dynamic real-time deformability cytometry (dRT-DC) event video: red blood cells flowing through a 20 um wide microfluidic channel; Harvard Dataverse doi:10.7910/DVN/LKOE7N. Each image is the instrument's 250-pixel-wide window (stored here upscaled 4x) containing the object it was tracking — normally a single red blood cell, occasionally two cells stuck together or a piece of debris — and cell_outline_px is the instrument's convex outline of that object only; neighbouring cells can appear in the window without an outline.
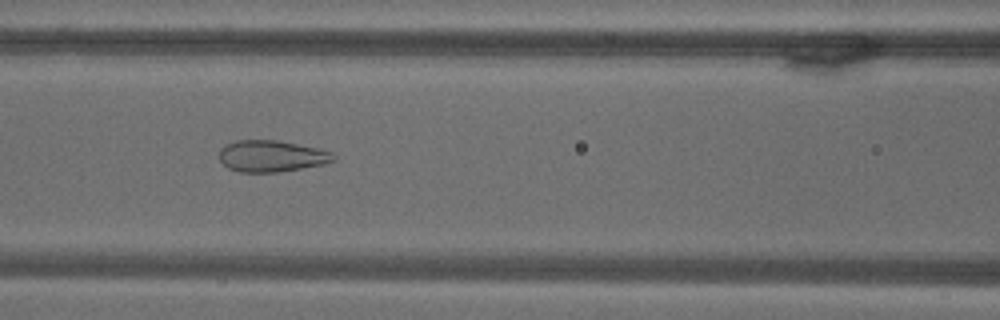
{"species": "common noctule bat (a hibernating species)", "species_latin": "Nyctalus noctula", "temperature_condition": "warm", "stored_images_in_passage": 62, "camera_frame_rate_fps": 3000, "um_per_image_px": 0.085, "animal": {"sex": "male", "body_mass_g": 18.8}, "frame": {"image": 1, "passage_image": 22, "time_ms": 7.0, "image_size_px": [1000, 320], "cell_outline_px": [[336, 160], [324, 164], [276, 172], [240, 172], [228, 168], [220, 160], [220, 148], [236, 140], [276, 140], [320, 148], [332, 152], [336, 156]], "centroid_in_image_um": [23.11, 13.26], "position_along_channel_um": 143.5, "area_um2": 20.92}}
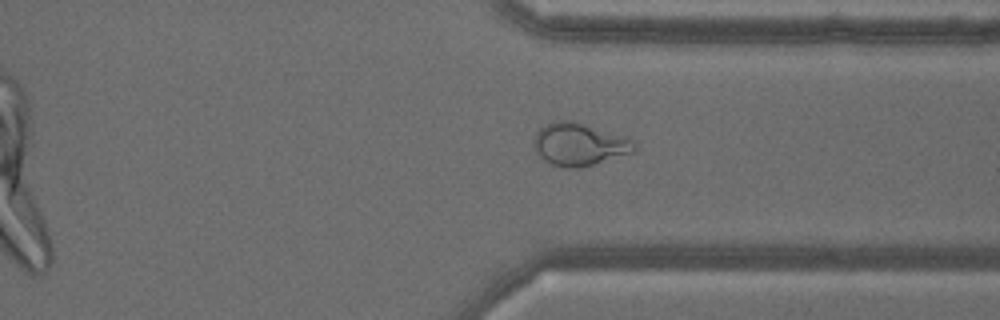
{"frame": {"image": 2, "passage_image": 45, "time_ms": 14.667, "image_size_px": [1000, 320], "cell_outline_px": [[636, 148], [632, 152], [580, 168], [568, 168], [552, 164], [544, 160], [536, 152], [532, 144], [532, 140], [536, 132], [544, 124], [556, 120], [576, 120], [636, 140]], "centroid_in_image_um": [49.21, 12.24], "position_along_channel_um": 362.2, "area_um2": 25.26}}
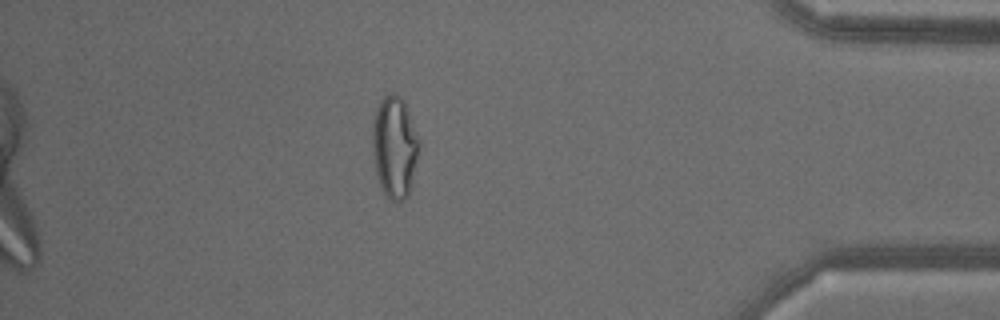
{"frame": {"image": 3, "passage_image": 53, "time_ms": 17.333, "image_size_px": [1000, 320], "cell_outline_px": [[420, 148], [408, 196], [404, 200], [396, 204], [388, 200], [380, 184], [376, 172], [372, 148], [372, 124], [376, 108], [380, 100], [388, 92], [392, 92], [400, 96], [404, 100], [408, 108], [420, 140]], "centroid_in_image_um": [33.55, 12.48], "position_along_channel_um": 401.7, "area_um2": 28.26}}